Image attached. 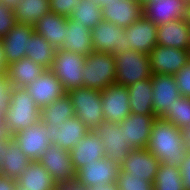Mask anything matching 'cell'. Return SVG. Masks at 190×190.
<instances>
[{
	"instance_id": "obj_1",
	"label": "cell",
	"mask_w": 190,
	"mask_h": 190,
	"mask_svg": "<svg viewBox=\"0 0 190 190\" xmlns=\"http://www.w3.org/2000/svg\"><path fill=\"white\" fill-rule=\"evenodd\" d=\"M146 149L161 163L178 167L188 152L183 143L181 130L160 117L153 121Z\"/></svg>"
},
{
	"instance_id": "obj_2",
	"label": "cell",
	"mask_w": 190,
	"mask_h": 190,
	"mask_svg": "<svg viewBox=\"0 0 190 190\" xmlns=\"http://www.w3.org/2000/svg\"><path fill=\"white\" fill-rule=\"evenodd\" d=\"M5 122L12 134L40 121V108L25 88L11 87Z\"/></svg>"
},
{
	"instance_id": "obj_3",
	"label": "cell",
	"mask_w": 190,
	"mask_h": 190,
	"mask_svg": "<svg viewBox=\"0 0 190 190\" xmlns=\"http://www.w3.org/2000/svg\"><path fill=\"white\" fill-rule=\"evenodd\" d=\"M83 87L102 91L116 83L114 56L110 53L92 51L85 59Z\"/></svg>"
},
{
	"instance_id": "obj_4",
	"label": "cell",
	"mask_w": 190,
	"mask_h": 190,
	"mask_svg": "<svg viewBox=\"0 0 190 190\" xmlns=\"http://www.w3.org/2000/svg\"><path fill=\"white\" fill-rule=\"evenodd\" d=\"M73 104L75 116L90 131H94L104 122L101 91L86 87L74 88L67 92Z\"/></svg>"
},
{
	"instance_id": "obj_5",
	"label": "cell",
	"mask_w": 190,
	"mask_h": 190,
	"mask_svg": "<svg viewBox=\"0 0 190 190\" xmlns=\"http://www.w3.org/2000/svg\"><path fill=\"white\" fill-rule=\"evenodd\" d=\"M116 68V83L130 86L137 81L151 78L150 59L147 54L127 50L113 54Z\"/></svg>"
},
{
	"instance_id": "obj_6",
	"label": "cell",
	"mask_w": 190,
	"mask_h": 190,
	"mask_svg": "<svg viewBox=\"0 0 190 190\" xmlns=\"http://www.w3.org/2000/svg\"><path fill=\"white\" fill-rule=\"evenodd\" d=\"M86 57L57 49L50 70L62 83L66 92L83 87V70Z\"/></svg>"
},
{
	"instance_id": "obj_7",
	"label": "cell",
	"mask_w": 190,
	"mask_h": 190,
	"mask_svg": "<svg viewBox=\"0 0 190 190\" xmlns=\"http://www.w3.org/2000/svg\"><path fill=\"white\" fill-rule=\"evenodd\" d=\"M152 75H175L190 62V50L156 45L148 54Z\"/></svg>"
},
{
	"instance_id": "obj_8",
	"label": "cell",
	"mask_w": 190,
	"mask_h": 190,
	"mask_svg": "<svg viewBox=\"0 0 190 190\" xmlns=\"http://www.w3.org/2000/svg\"><path fill=\"white\" fill-rule=\"evenodd\" d=\"M124 28L102 20L91 29L94 51L110 54L122 53L130 49Z\"/></svg>"
},
{
	"instance_id": "obj_9",
	"label": "cell",
	"mask_w": 190,
	"mask_h": 190,
	"mask_svg": "<svg viewBox=\"0 0 190 190\" xmlns=\"http://www.w3.org/2000/svg\"><path fill=\"white\" fill-rule=\"evenodd\" d=\"M126 85L113 83L101 91L104 122L121 123L131 113Z\"/></svg>"
},
{
	"instance_id": "obj_10",
	"label": "cell",
	"mask_w": 190,
	"mask_h": 190,
	"mask_svg": "<svg viewBox=\"0 0 190 190\" xmlns=\"http://www.w3.org/2000/svg\"><path fill=\"white\" fill-rule=\"evenodd\" d=\"M93 132L104 143V157L110 158L120 166L132 150L125 140L122 126L116 123L103 122Z\"/></svg>"
},
{
	"instance_id": "obj_11",
	"label": "cell",
	"mask_w": 190,
	"mask_h": 190,
	"mask_svg": "<svg viewBox=\"0 0 190 190\" xmlns=\"http://www.w3.org/2000/svg\"><path fill=\"white\" fill-rule=\"evenodd\" d=\"M120 169L119 166L108 157L101 160H93L92 163L81 167L76 172V178L88 189L101 185L115 184Z\"/></svg>"
},
{
	"instance_id": "obj_12",
	"label": "cell",
	"mask_w": 190,
	"mask_h": 190,
	"mask_svg": "<svg viewBox=\"0 0 190 190\" xmlns=\"http://www.w3.org/2000/svg\"><path fill=\"white\" fill-rule=\"evenodd\" d=\"M59 184L76 178L70 151L51 143L43 155L37 160Z\"/></svg>"
},
{
	"instance_id": "obj_13",
	"label": "cell",
	"mask_w": 190,
	"mask_h": 190,
	"mask_svg": "<svg viewBox=\"0 0 190 190\" xmlns=\"http://www.w3.org/2000/svg\"><path fill=\"white\" fill-rule=\"evenodd\" d=\"M25 89L40 109L51 104L66 93L62 83L50 69H46L36 80L26 86Z\"/></svg>"
},
{
	"instance_id": "obj_14",
	"label": "cell",
	"mask_w": 190,
	"mask_h": 190,
	"mask_svg": "<svg viewBox=\"0 0 190 190\" xmlns=\"http://www.w3.org/2000/svg\"><path fill=\"white\" fill-rule=\"evenodd\" d=\"M42 122L13 134V139L31 161L38 160L52 143Z\"/></svg>"
},
{
	"instance_id": "obj_15",
	"label": "cell",
	"mask_w": 190,
	"mask_h": 190,
	"mask_svg": "<svg viewBox=\"0 0 190 190\" xmlns=\"http://www.w3.org/2000/svg\"><path fill=\"white\" fill-rule=\"evenodd\" d=\"M158 25L142 15L137 21L124 28L131 50L149 54L157 45Z\"/></svg>"
},
{
	"instance_id": "obj_16",
	"label": "cell",
	"mask_w": 190,
	"mask_h": 190,
	"mask_svg": "<svg viewBox=\"0 0 190 190\" xmlns=\"http://www.w3.org/2000/svg\"><path fill=\"white\" fill-rule=\"evenodd\" d=\"M48 132V138L53 144H57L62 149L71 151L73 147L84 138L90 131L88 127L78 118L73 117L67 122L58 125L42 123Z\"/></svg>"
},
{
	"instance_id": "obj_17",
	"label": "cell",
	"mask_w": 190,
	"mask_h": 190,
	"mask_svg": "<svg viewBox=\"0 0 190 190\" xmlns=\"http://www.w3.org/2000/svg\"><path fill=\"white\" fill-rule=\"evenodd\" d=\"M34 33V27L16 22L10 32L2 39L7 66L26 58L29 49V38Z\"/></svg>"
},
{
	"instance_id": "obj_18",
	"label": "cell",
	"mask_w": 190,
	"mask_h": 190,
	"mask_svg": "<svg viewBox=\"0 0 190 190\" xmlns=\"http://www.w3.org/2000/svg\"><path fill=\"white\" fill-rule=\"evenodd\" d=\"M160 161L146 148L132 149L126 160L120 164L119 169L133 176L144 177L154 183Z\"/></svg>"
},
{
	"instance_id": "obj_19",
	"label": "cell",
	"mask_w": 190,
	"mask_h": 190,
	"mask_svg": "<svg viewBox=\"0 0 190 190\" xmlns=\"http://www.w3.org/2000/svg\"><path fill=\"white\" fill-rule=\"evenodd\" d=\"M155 115L130 113L121 123L126 142L132 149L147 147Z\"/></svg>"
},
{
	"instance_id": "obj_20",
	"label": "cell",
	"mask_w": 190,
	"mask_h": 190,
	"mask_svg": "<svg viewBox=\"0 0 190 190\" xmlns=\"http://www.w3.org/2000/svg\"><path fill=\"white\" fill-rule=\"evenodd\" d=\"M153 112L161 117L181 97L174 75H152Z\"/></svg>"
},
{
	"instance_id": "obj_21",
	"label": "cell",
	"mask_w": 190,
	"mask_h": 190,
	"mask_svg": "<svg viewBox=\"0 0 190 190\" xmlns=\"http://www.w3.org/2000/svg\"><path fill=\"white\" fill-rule=\"evenodd\" d=\"M143 15L140 0H115L102 7V19L126 28Z\"/></svg>"
},
{
	"instance_id": "obj_22",
	"label": "cell",
	"mask_w": 190,
	"mask_h": 190,
	"mask_svg": "<svg viewBox=\"0 0 190 190\" xmlns=\"http://www.w3.org/2000/svg\"><path fill=\"white\" fill-rule=\"evenodd\" d=\"M188 0H153L143 3V15L156 25L185 18Z\"/></svg>"
},
{
	"instance_id": "obj_23",
	"label": "cell",
	"mask_w": 190,
	"mask_h": 190,
	"mask_svg": "<svg viewBox=\"0 0 190 190\" xmlns=\"http://www.w3.org/2000/svg\"><path fill=\"white\" fill-rule=\"evenodd\" d=\"M157 45L190 50V27L187 21L182 18L158 25Z\"/></svg>"
},
{
	"instance_id": "obj_24",
	"label": "cell",
	"mask_w": 190,
	"mask_h": 190,
	"mask_svg": "<svg viewBox=\"0 0 190 190\" xmlns=\"http://www.w3.org/2000/svg\"><path fill=\"white\" fill-rule=\"evenodd\" d=\"M70 157L73 168L77 172L93 160H101L104 157V143L93 131H89L70 151Z\"/></svg>"
},
{
	"instance_id": "obj_25",
	"label": "cell",
	"mask_w": 190,
	"mask_h": 190,
	"mask_svg": "<svg viewBox=\"0 0 190 190\" xmlns=\"http://www.w3.org/2000/svg\"><path fill=\"white\" fill-rule=\"evenodd\" d=\"M67 18L49 11L33 25L34 32L44 37L56 49H62L67 33Z\"/></svg>"
},
{
	"instance_id": "obj_26",
	"label": "cell",
	"mask_w": 190,
	"mask_h": 190,
	"mask_svg": "<svg viewBox=\"0 0 190 190\" xmlns=\"http://www.w3.org/2000/svg\"><path fill=\"white\" fill-rule=\"evenodd\" d=\"M67 33L63 43V50L87 57L94 49L92 46L91 30L67 18Z\"/></svg>"
},
{
	"instance_id": "obj_27",
	"label": "cell",
	"mask_w": 190,
	"mask_h": 190,
	"mask_svg": "<svg viewBox=\"0 0 190 190\" xmlns=\"http://www.w3.org/2000/svg\"><path fill=\"white\" fill-rule=\"evenodd\" d=\"M45 70L43 66L26 57L8 65L6 75L12 87L25 88Z\"/></svg>"
},
{
	"instance_id": "obj_28",
	"label": "cell",
	"mask_w": 190,
	"mask_h": 190,
	"mask_svg": "<svg viewBox=\"0 0 190 190\" xmlns=\"http://www.w3.org/2000/svg\"><path fill=\"white\" fill-rule=\"evenodd\" d=\"M131 113L154 115L151 78L137 81L127 86Z\"/></svg>"
},
{
	"instance_id": "obj_29",
	"label": "cell",
	"mask_w": 190,
	"mask_h": 190,
	"mask_svg": "<svg viewBox=\"0 0 190 190\" xmlns=\"http://www.w3.org/2000/svg\"><path fill=\"white\" fill-rule=\"evenodd\" d=\"M27 190H54L58 184L37 161H31L27 169L16 179Z\"/></svg>"
},
{
	"instance_id": "obj_30",
	"label": "cell",
	"mask_w": 190,
	"mask_h": 190,
	"mask_svg": "<svg viewBox=\"0 0 190 190\" xmlns=\"http://www.w3.org/2000/svg\"><path fill=\"white\" fill-rule=\"evenodd\" d=\"M73 117H75V111L67 92L51 104L40 109V121L49 125L60 126Z\"/></svg>"
},
{
	"instance_id": "obj_31",
	"label": "cell",
	"mask_w": 190,
	"mask_h": 190,
	"mask_svg": "<svg viewBox=\"0 0 190 190\" xmlns=\"http://www.w3.org/2000/svg\"><path fill=\"white\" fill-rule=\"evenodd\" d=\"M0 174L17 179L28 167L31 160L13 140L7 147Z\"/></svg>"
},
{
	"instance_id": "obj_32",
	"label": "cell",
	"mask_w": 190,
	"mask_h": 190,
	"mask_svg": "<svg viewBox=\"0 0 190 190\" xmlns=\"http://www.w3.org/2000/svg\"><path fill=\"white\" fill-rule=\"evenodd\" d=\"M57 49L53 47L44 37L33 33L29 38V49L26 57L31 59L45 69H50Z\"/></svg>"
},
{
	"instance_id": "obj_33",
	"label": "cell",
	"mask_w": 190,
	"mask_h": 190,
	"mask_svg": "<svg viewBox=\"0 0 190 190\" xmlns=\"http://www.w3.org/2000/svg\"><path fill=\"white\" fill-rule=\"evenodd\" d=\"M49 11V0H21L14 7L16 22L25 23L32 26Z\"/></svg>"
},
{
	"instance_id": "obj_34",
	"label": "cell",
	"mask_w": 190,
	"mask_h": 190,
	"mask_svg": "<svg viewBox=\"0 0 190 190\" xmlns=\"http://www.w3.org/2000/svg\"><path fill=\"white\" fill-rule=\"evenodd\" d=\"M69 18L91 30L103 20L102 7L93 0H79Z\"/></svg>"
},
{
	"instance_id": "obj_35",
	"label": "cell",
	"mask_w": 190,
	"mask_h": 190,
	"mask_svg": "<svg viewBox=\"0 0 190 190\" xmlns=\"http://www.w3.org/2000/svg\"><path fill=\"white\" fill-rule=\"evenodd\" d=\"M153 184L154 190H185L180 169L172 164L160 163Z\"/></svg>"
},
{
	"instance_id": "obj_36",
	"label": "cell",
	"mask_w": 190,
	"mask_h": 190,
	"mask_svg": "<svg viewBox=\"0 0 190 190\" xmlns=\"http://www.w3.org/2000/svg\"><path fill=\"white\" fill-rule=\"evenodd\" d=\"M174 104L160 117L172 123L179 129L190 125V98L181 96Z\"/></svg>"
},
{
	"instance_id": "obj_37",
	"label": "cell",
	"mask_w": 190,
	"mask_h": 190,
	"mask_svg": "<svg viewBox=\"0 0 190 190\" xmlns=\"http://www.w3.org/2000/svg\"><path fill=\"white\" fill-rule=\"evenodd\" d=\"M116 184L119 190H154V184L144 177L133 176L122 171L118 173Z\"/></svg>"
},
{
	"instance_id": "obj_38",
	"label": "cell",
	"mask_w": 190,
	"mask_h": 190,
	"mask_svg": "<svg viewBox=\"0 0 190 190\" xmlns=\"http://www.w3.org/2000/svg\"><path fill=\"white\" fill-rule=\"evenodd\" d=\"M14 8L0 1V39H3L15 25Z\"/></svg>"
},
{
	"instance_id": "obj_39",
	"label": "cell",
	"mask_w": 190,
	"mask_h": 190,
	"mask_svg": "<svg viewBox=\"0 0 190 190\" xmlns=\"http://www.w3.org/2000/svg\"><path fill=\"white\" fill-rule=\"evenodd\" d=\"M78 2L79 0H49L50 11L69 18Z\"/></svg>"
},
{
	"instance_id": "obj_40",
	"label": "cell",
	"mask_w": 190,
	"mask_h": 190,
	"mask_svg": "<svg viewBox=\"0 0 190 190\" xmlns=\"http://www.w3.org/2000/svg\"><path fill=\"white\" fill-rule=\"evenodd\" d=\"M174 76L181 96L190 98V62Z\"/></svg>"
},
{
	"instance_id": "obj_41",
	"label": "cell",
	"mask_w": 190,
	"mask_h": 190,
	"mask_svg": "<svg viewBox=\"0 0 190 190\" xmlns=\"http://www.w3.org/2000/svg\"><path fill=\"white\" fill-rule=\"evenodd\" d=\"M11 87L12 86L7 79V75L1 74L0 75V116L3 117L5 115V111L8 108Z\"/></svg>"
},
{
	"instance_id": "obj_42",
	"label": "cell",
	"mask_w": 190,
	"mask_h": 190,
	"mask_svg": "<svg viewBox=\"0 0 190 190\" xmlns=\"http://www.w3.org/2000/svg\"><path fill=\"white\" fill-rule=\"evenodd\" d=\"M183 187L190 190V151L188 150L186 157L179 166Z\"/></svg>"
},
{
	"instance_id": "obj_43",
	"label": "cell",
	"mask_w": 190,
	"mask_h": 190,
	"mask_svg": "<svg viewBox=\"0 0 190 190\" xmlns=\"http://www.w3.org/2000/svg\"><path fill=\"white\" fill-rule=\"evenodd\" d=\"M58 187L61 190H89L82 183H80L77 179H72L67 182L59 183Z\"/></svg>"
},
{
	"instance_id": "obj_44",
	"label": "cell",
	"mask_w": 190,
	"mask_h": 190,
	"mask_svg": "<svg viewBox=\"0 0 190 190\" xmlns=\"http://www.w3.org/2000/svg\"><path fill=\"white\" fill-rule=\"evenodd\" d=\"M16 179L0 174V190H15Z\"/></svg>"
},
{
	"instance_id": "obj_45",
	"label": "cell",
	"mask_w": 190,
	"mask_h": 190,
	"mask_svg": "<svg viewBox=\"0 0 190 190\" xmlns=\"http://www.w3.org/2000/svg\"><path fill=\"white\" fill-rule=\"evenodd\" d=\"M13 134L6 125L5 118L0 116V139H12Z\"/></svg>"
},
{
	"instance_id": "obj_46",
	"label": "cell",
	"mask_w": 190,
	"mask_h": 190,
	"mask_svg": "<svg viewBox=\"0 0 190 190\" xmlns=\"http://www.w3.org/2000/svg\"><path fill=\"white\" fill-rule=\"evenodd\" d=\"M14 139H0V172H1V166L5 159V154L8 145L13 141Z\"/></svg>"
},
{
	"instance_id": "obj_47",
	"label": "cell",
	"mask_w": 190,
	"mask_h": 190,
	"mask_svg": "<svg viewBox=\"0 0 190 190\" xmlns=\"http://www.w3.org/2000/svg\"><path fill=\"white\" fill-rule=\"evenodd\" d=\"M180 130H181V135H182L184 146L186 149H188L190 151V125L182 128Z\"/></svg>"
},
{
	"instance_id": "obj_48",
	"label": "cell",
	"mask_w": 190,
	"mask_h": 190,
	"mask_svg": "<svg viewBox=\"0 0 190 190\" xmlns=\"http://www.w3.org/2000/svg\"><path fill=\"white\" fill-rule=\"evenodd\" d=\"M6 71H7V64H6V59L4 55L2 39H0V75L6 74Z\"/></svg>"
},
{
	"instance_id": "obj_49",
	"label": "cell",
	"mask_w": 190,
	"mask_h": 190,
	"mask_svg": "<svg viewBox=\"0 0 190 190\" xmlns=\"http://www.w3.org/2000/svg\"><path fill=\"white\" fill-rule=\"evenodd\" d=\"M89 190H119V189L117 188V184L115 183V184L92 187Z\"/></svg>"
},
{
	"instance_id": "obj_50",
	"label": "cell",
	"mask_w": 190,
	"mask_h": 190,
	"mask_svg": "<svg viewBox=\"0 0 190 190\" xmlns=\"http://www.w3.org/2000/svg\"><path fill=\"white\" fill-rule=\"evenodd\" d=\"M6 6L14 8L21 0H0Z\"/></svg>"
},
{
	"instance_id": "obj_51",
	"label": "cell",
	"mask_w": 190,
	"mask_h": 190,
	"mask_svg": "<svg viewBox=\"0 0 190 190\" xmlns=\"http://www.w3.org/2000/svg\"><path fill=\"white\" fill-rule=\"evenodd\" d=\"M184 19L187 21V24L190 27V0L187 2L186 15Z\"/></svg>"
},
{
	"instance_id": "obj_52",
	"label": "cell",
	"mask_w": 190,
	"mask_h": 190,
	"mask_svg": "<svg viewBox=\"0 0 190 190\" xmlns=\"http://www.w3.org/2000/svg\"><path fill=\"white\" fill-rule=\"evenodd\" d=\"M95 3H97L99 6L103 7L107 3L113 2L115 0H93Z\"/></svg>"
},
{
	"instance_id": "obj_53",
	"label": "cell",
	"mask_w": 190,
	"mask_h": 190,
	"mask_svg": "<svg viewBox=\"0 0 190 190\" xmlns=\"http://www.w3.org/2000/svg\"><path fill=\"white\" fill-rule=\"evenodd\" d=\"M15 190H27V189H26L24 186L19 185V184L16 182Z\"/></svg>"
},
{
	"instance_id": "obj_54",
	"label": "cell",
	"mask_w": 190,
	"mask_h": 190,
	"mask_svg": "<svg viewBox=\"0 0 190 190\" xmlns=\"http://www.w3.org/2000/svg\"><path fill=\"white\" fill-rule=\"evenodd\" d=\"M141 2H142V4L143 3H146V2H151V1H153V0H140Z\"/></svg>"
},
{
	"instance_id": "obj_55",
	"label": "cell",
	"mask_w": 190,
	"mask_h": 190,
	"mask_svg": "<svg viewBox=\"0 0 190 190\" xmlns=\"http://www.w3.org/2000/svg\"><path fill=\"white\" fill-rule=\"evenodd\" d=\"M54 190H61L58 186Z\"/></svg>"
}]
</instances>
